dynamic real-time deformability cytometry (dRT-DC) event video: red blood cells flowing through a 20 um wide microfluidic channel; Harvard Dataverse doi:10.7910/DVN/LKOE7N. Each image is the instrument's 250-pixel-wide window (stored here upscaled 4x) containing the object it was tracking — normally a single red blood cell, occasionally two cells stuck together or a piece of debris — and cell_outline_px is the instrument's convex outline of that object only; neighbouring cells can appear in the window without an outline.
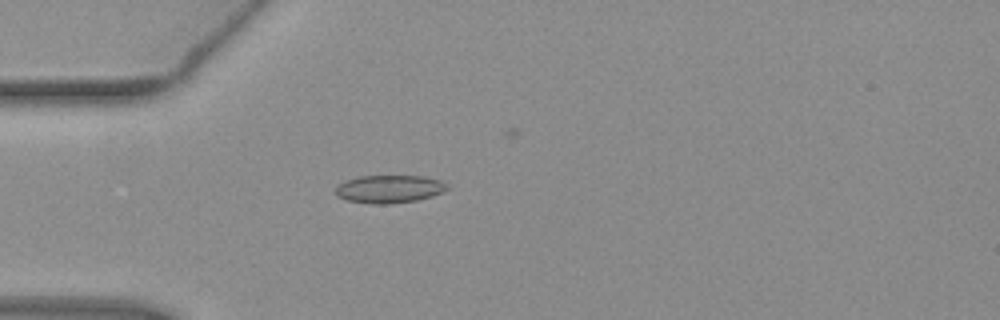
{"species": "common noctule bat (a hibernating species)", "species_latin": "Nyctalus noctula", "temperature_condition": "warm", "stored_images_in_passage": 49, "camera_frame_rate_fps": 3000, "um_per_image_px": 0.085, "animal": {"sex": "female", "body_mass_g": 19.3, "forearm_length_mm": 54.1}, "frame": {"image": 1, "passage_image": 16, "time_ms": 5.0, "image_size_px": [1000, 320], "cell_outline_px": [[452, 188], [444, 192], [432, 196], [416, 200], [392, 204], [372, 204], [348, 200], [336, 196], [336, 184], [344, 180], [360, 176], [424, 176], [440, 180], [448, 184]], "centroid_in_image_um": [33.11, 16.06], "position_along_channel_um": 51.9, "area_um2": 18.44}}
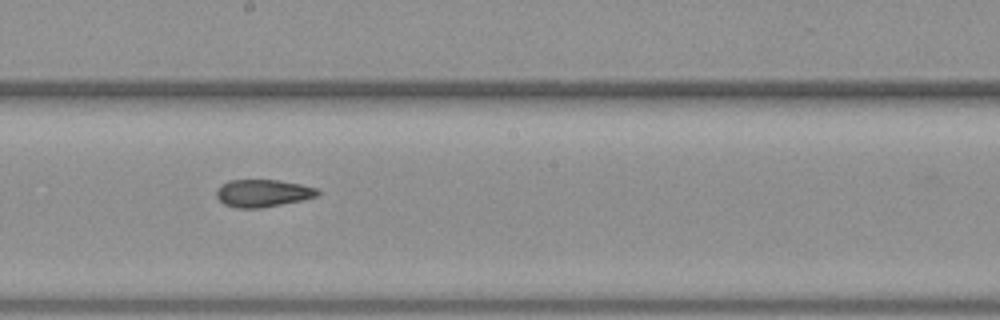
{"frame": {"image": 2, "passage_image": 30, "time_ms": 9.667, "image_size_px": [1000, 320], "cell_outline_px": [[320, 192], [316, 196], [300, 200], [260, 208], [236, 208], [224, 204], [216, 196], [216, 188], [220, 184], [228, 180], [280, 180], [300, 184], [316, 188]], "centroid_in_image_um": [22.28, 16.41], "position_along_channel_um": 225.9, "area_um2": 16.13}}
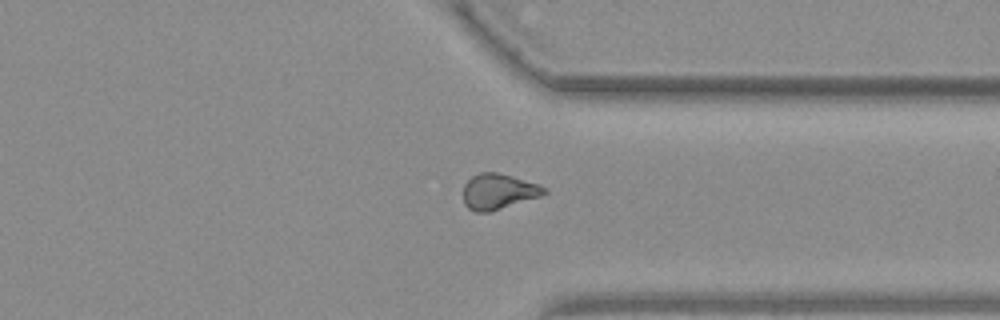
{"frame": {"image": 3, "passage_image": 41, "time_ms": 13.333, "image_size_px": [1000, 320], "cell_outline_px": [[548, 192], [540, 196], [488, 212], [476, 212], [468, 208], [464, 204], [464, 184], [472, 176], [480, 172], [496, 172], [536, 184], [548, 188]], "centroid_in_image_um": [42.34, 16.28], "position_along_channel_um": 369.1, "area_um2": 16.42}, "authors_computed_cell_mechanics": {"area_um2": 17.051, "velocity_mm_per_s": 3.9297, "shape_relaxation_time_tau1_ms": null, "shape_relaxation_time_tau2_ms": 2.7862, "deformation_change_tau1": null, "deformation_change_tau2": 0.0826}}